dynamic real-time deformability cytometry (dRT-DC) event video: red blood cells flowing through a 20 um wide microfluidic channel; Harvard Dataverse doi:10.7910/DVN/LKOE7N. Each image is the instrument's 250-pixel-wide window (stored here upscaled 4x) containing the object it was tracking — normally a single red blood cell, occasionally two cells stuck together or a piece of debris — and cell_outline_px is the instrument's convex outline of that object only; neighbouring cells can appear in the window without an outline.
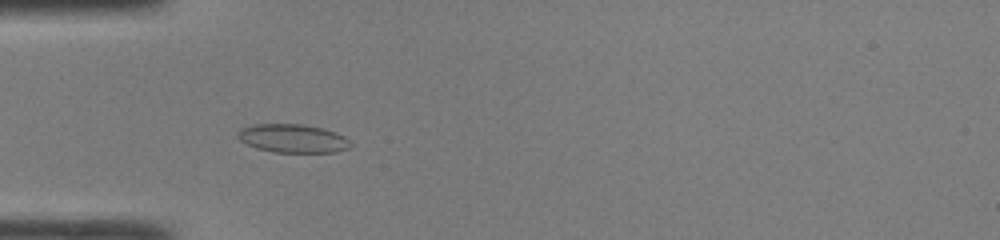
{"species": "common noctule bat (a hibernating species)", "species_latin": "Nyctalus noctula", "temperature_condition": "room temperature", "stored_images_in_passage": 46, "camera_frame_rate_fps": 3000, "um_per_image_px": 0.085, "animal": {"sex": "male", "body_mass_g": 19.0, "forearm_length_mm": 50.8}, "frame": {"image": 1, "passage_image": 13, "time_ms": 4.0, "image_size_px": [1000, 240], "cell_outline_px": [[352, 144], [348, 148], [336, 152], [272, 152], [256, 148], [240, 140], [236, 136], [236, 132], [240, 128], [252, 124], [304, 124], [336, 132], [344, 136]], "centroid_in_image_um": [24.85, 11.76], "position_along_channel_um": 60.2, "area_um2": 18.79}}
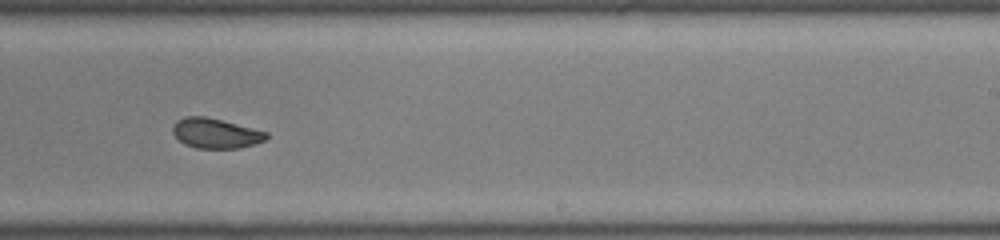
{"frame": {"image": 2, "passage_image": 28, "time_ms": 9.0, "image_size_px": [1000, 240], "cell_outline_px": [[268, 136], [264, 140], [256, 144], [240, 148], [196, 148], [184, 144], [172, 132], [172, 124], [176, 120], [184, 116], [204, 116], [268, 132]], "centroid_in_image_um": [18.3, 11.33], "position_along_channel_um": 270.7, "area_um2": 16.3}}
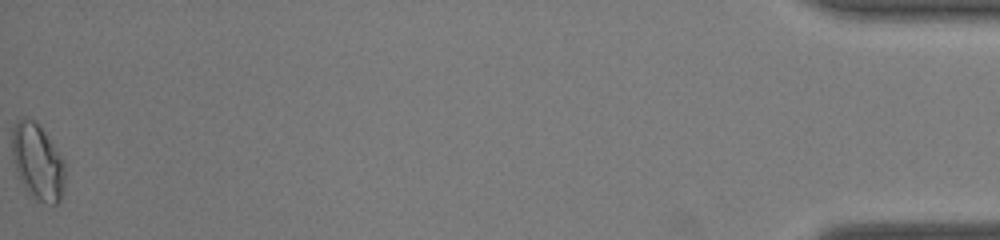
{"frame": {"image": 3, "passage_image": 46, "time_ms": 15.0, "image_size_px": [1000, 240], "cell_outline_px": [[64, 184], [60, 200], [56, 204], [52, 204], [36, 200], [24, 188], [16, 172], [12, 160], [12, 128], [16, 120], [24, 116], [36, 120], [60, 156], [64, 164]], "centroid_in_image_um": [3.15, 13.73], "position_along_channel_um": 432.1, "area_um2": 23.47}, "authors_computed_cell_mechanics": {"area_um2": 18.0047, "velocity_mm_per_s": 4.2823, "shape_relaxation_time_tau1_ms": 6.0159, "shape_relaxation_time_tau2_ms": 1.1453, "deformation_change_tau1": 0.1202, "deformation_change_tau2": 0.0407}}